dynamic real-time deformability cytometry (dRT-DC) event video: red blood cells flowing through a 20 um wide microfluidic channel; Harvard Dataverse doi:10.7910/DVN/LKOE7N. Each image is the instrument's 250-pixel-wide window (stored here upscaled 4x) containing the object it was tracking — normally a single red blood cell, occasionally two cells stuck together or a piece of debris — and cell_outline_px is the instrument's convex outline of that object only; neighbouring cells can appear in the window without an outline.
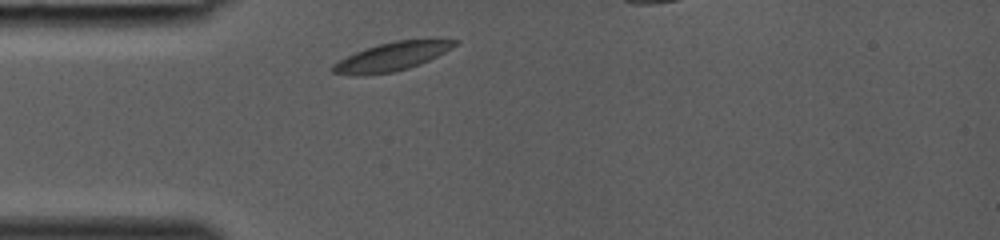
{"species": "common noctule bat (a hibernating species)", "species_latin": "Nyctalus noctula", "temperature_condition": "room temperature", "stored_images_in_passage": 24, "camera_frame_rate_fps": 3000, "um_per_image_px": 0.085, "animal": {"sex": "female", "body_mass_g": 19.0, "forearm_length_mm": 53.3}, "frame": {"image": 1, "passage_image": 1, "time_ms": 0.0, "image_size_px": [1000, 240], "cell_outline_px": [[460, 40], [452, 48], [420, 64], [408, 68], [392, 72], [364, 76], [352, 76], [332, 72], [332, 64], [356, 52], [380, 44], [396, 40]], "centroid_in_image_um": [33.26, 4.84], "position_along_channel_um": 51.7, "area_um2": 19.83}}
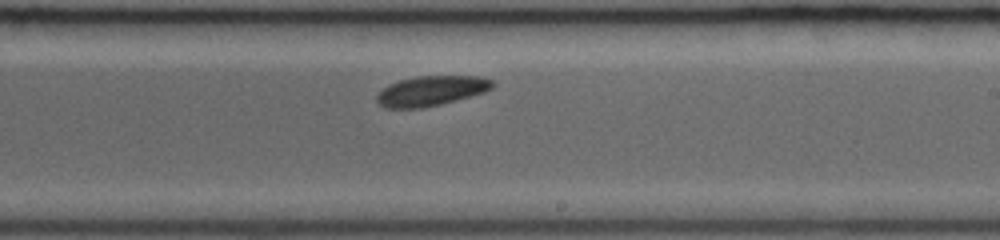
{"frame": {"image": 2, "passage_image": 14, "time_ms": 4.333, "image_size_px": [1000, 240], "cell_outline_px": [[496, 84], [492, 88], [484, 92], [456, 100], [424, 108], [388, 108], [380, 104], [376, 100], [376, 96], [388, 84], [400, 80], [416, 76], [484, 76], [492, 80]], "centroid_in_image_um": [36.68, 7.71], "position_along_channel_um": 252.3, "area_um2": 20.17}}
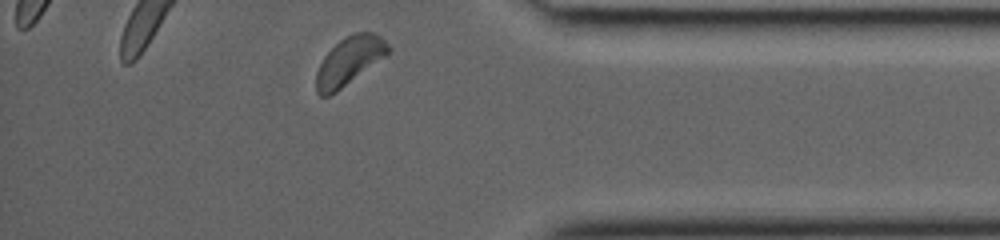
{"frame": {"image": 3, "passage_image": 24, "time_ms": 7.667, "image_size_px": [1000, 240], "cell_outline_px": [[392, 48], [384, 56], [336, 92], [328, 96], [320, 96], [316, 92], [316, 72], [324, 56], [344, 36], [352, 32], [372, 32], [380, 36]], "centroid_in_image_um": [29.66, 5.16], "position_along_channel_um": 405.5, "area_um2": 19.83}}